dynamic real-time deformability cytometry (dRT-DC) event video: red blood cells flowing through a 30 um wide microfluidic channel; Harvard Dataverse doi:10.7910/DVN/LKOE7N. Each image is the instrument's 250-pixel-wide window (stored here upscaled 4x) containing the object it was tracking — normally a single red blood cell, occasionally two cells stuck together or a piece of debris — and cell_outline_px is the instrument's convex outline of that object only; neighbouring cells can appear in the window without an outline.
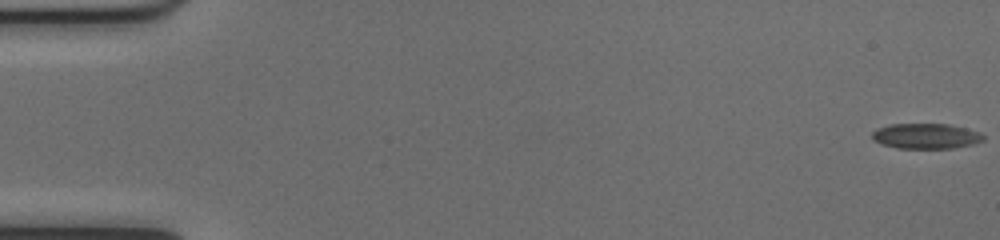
{"species": "common noctule bat (a hibernating species)", "species_latin": "Nyctalus noctula", "temperature_condition": "cold", "stored_images_in_passage": 53, "camera_frame_rate_fps": 3000, "um_per_image_px": 0.085, "animal": {"sex": "female", "body_mass_g": 17.0, "forearm_length_mm": 48.0}, "frame": {"image": 1, "passage_image": 1, "time_ms": 0.0, "image_size_px": [1000, 240], "cell_outline_px": [[984, 140], [972, 144], [952, 148], [896, 148], [880, 144], [872, 140], [872, 132], [876, 128], [888, 124], [948, 124], [980, 132], [984, 136]], "centroid_in_image_um": [78.65, 11.56], "position_along_channel_um": 6.4, "area_um2": 16.47}}
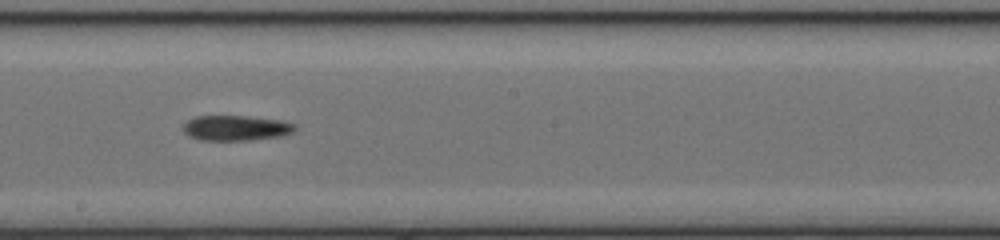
{"frame": {"image": 2, "passage_image": 30, "time_ms": 9.667, "image_size_px": [1000, 240], "cell_outline_px": [[296, 132], [280, 136], [252, 140], [200, 140], [188, 136], [180, 128], [188, 120], [196, 116], [248, 116], [280, 120], [296, 124]], "centroid_in_image_um": [20.05, 10.88], "position_along_channel_um": 228.1, "area_um2": 16.65}}
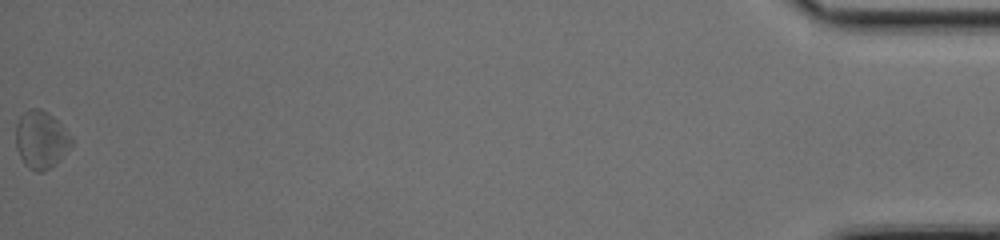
{"frame": {"image": 3, "passage_image": 53, "time_ms": 17.333, "image_size_px": [1000, 240], "cell_outline_px": [[72, 144], [56, 164], [40, 172], [36, 172], [28, 168], [24, 164], [16, 148], [16, 124], [20, 116], [28, 108], [40, 108], [48, 112], [72, 136]], "centroid_in_image_um": [3.47, 11.86], "position_along_channel_um": 431.7, "area_um2": 18.67}}